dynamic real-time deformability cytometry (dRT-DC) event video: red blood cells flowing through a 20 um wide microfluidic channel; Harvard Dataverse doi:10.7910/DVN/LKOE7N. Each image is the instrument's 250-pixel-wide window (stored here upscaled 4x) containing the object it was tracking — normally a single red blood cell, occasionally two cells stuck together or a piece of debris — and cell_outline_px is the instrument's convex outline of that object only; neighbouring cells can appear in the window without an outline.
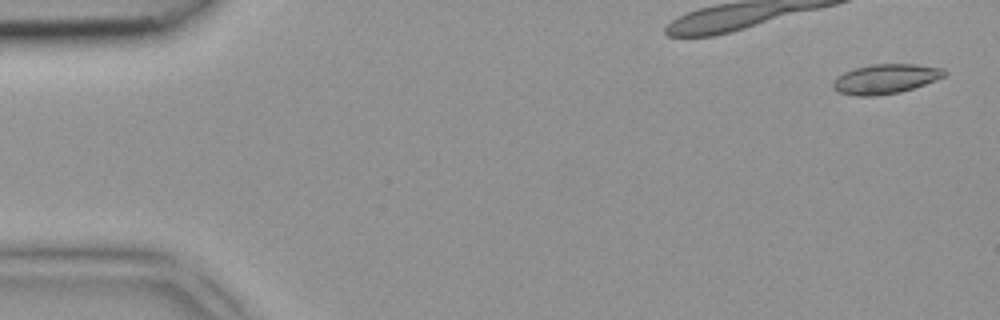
{"species": "common noctule bat (a hibernating species)", "species_latin": "Nyctalus noctula", "temperature_condition": "room temperature", "stored_images_in_passage": 6, "camera_frame_rate_fps": 3000, "um_per_image_px": 0.085, "animal": {"sex": "female", "body_mass_g": 18.4}, "frame": {"image": 1, "passage_image": 1, "time_ms": 0.0, "image_size_px": [1000, 320], "cell_outline_px": [[948, 72], [944, 76], [924, 84], [900, 92], [876, 96], [856, 96], [836, 92], [832, 88], [832, 80], [836, 76], [844, 72], [856, 68], [872, 64], [916, 64], [944, 68]], "centroid_in_image_um": [75.22, 6.71], "position_along_channel_um": 9.8, "area_um2": 19.36}}